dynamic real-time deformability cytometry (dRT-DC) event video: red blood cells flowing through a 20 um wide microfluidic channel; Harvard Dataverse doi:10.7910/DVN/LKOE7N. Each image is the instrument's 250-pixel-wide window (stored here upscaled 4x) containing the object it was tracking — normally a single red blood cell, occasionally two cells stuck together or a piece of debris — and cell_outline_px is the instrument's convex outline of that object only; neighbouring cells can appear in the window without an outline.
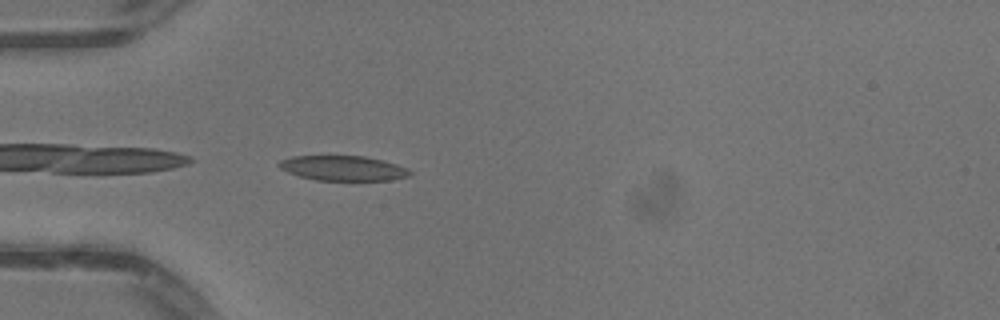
{"species": "common noctule bat (a hibernating species)", "species_latin": "Nyctalus noctula", "temperature_condition": "warm", "stored_images_in_passage": 22, "camera_frame_rate_fps": 3000, "um_per_image_px": 0.085, "animal": {"sex": "male", "body_mass_g": 13.3}, "frame": {"image": 1, "passage_image": 1, "time_ms": 0.0, "image_size_px": [1000, 320], "cell_outline_px": [[412, 172], [408, 176], [388, 180], [316, 180], [300, 176], [288, 172], [280, 168], [276, 164], [280, 160], [292, 156], [364, 156], [396, 164], [408, 168]], "centroid_in_image_um": [29.13, 14.29], "position_along_channel_um": 55.9, "area_um2": 18.84}}
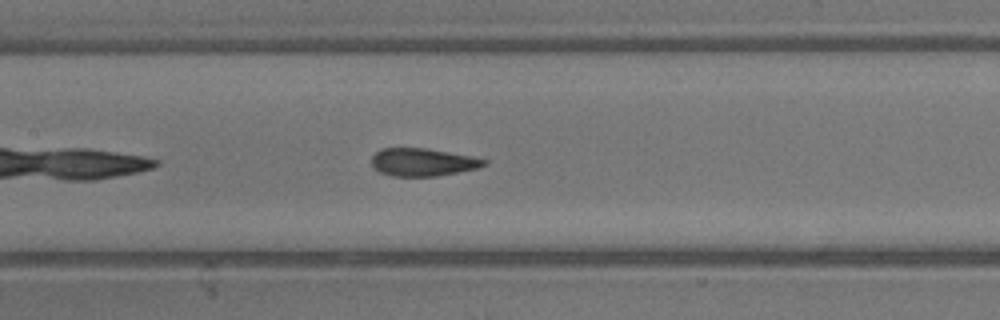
{"frame": {"image": 2, "passage_image": 10, "time_ms": 3.0, "image_size_px": [1000, 320], "cell_outline_px": [[488, 164], [480, 168], [436, 176], [392, 176], [380, 172], [372, 164], [372, 156], [380, 148], [428, 148], [472, 156], [488, 160]], "centroid_in_image_um": [35.98, 13.78], "position_along_channel_um": 171.4, "area_um2": 18.32}}
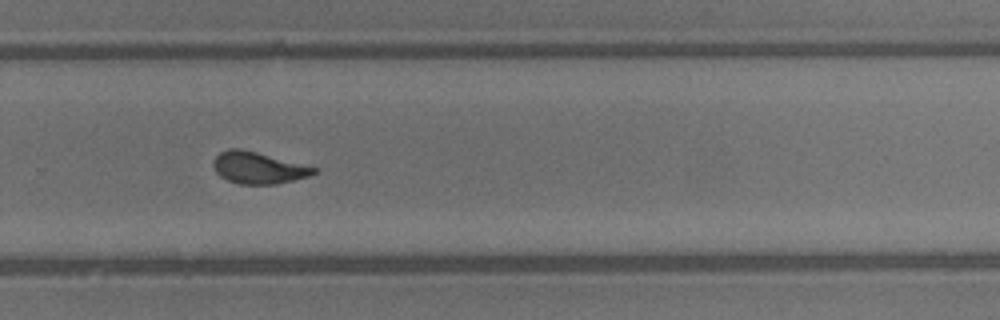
{"frame": {"image": 3, "passage_image": 20, "time_ms": 6.333, "image_size_px": [1000, 320], "cell_outline_px": [[316, 172], [308, 176], [276, 184], [240, 184], [228, 180], [220, 176], [216, 172], [212, 164], [212, 160], [220, 152], [228, 148], [240, 148], [256, 152], [316, 168]], "centroid_in_image_um": [21.88, 14.26], "position_along_channel_um": 307.9, "area_um2": 18.26}}